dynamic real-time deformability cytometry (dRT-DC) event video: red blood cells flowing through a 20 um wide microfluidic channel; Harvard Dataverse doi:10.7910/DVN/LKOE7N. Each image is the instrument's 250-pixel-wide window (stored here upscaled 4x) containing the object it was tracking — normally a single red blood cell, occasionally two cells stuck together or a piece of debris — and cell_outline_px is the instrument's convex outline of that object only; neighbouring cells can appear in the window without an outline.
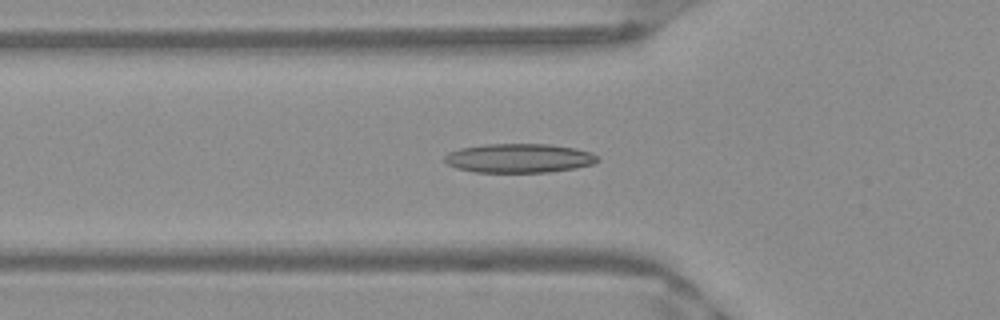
{"species": "Egyptian fruit bat (a non-hibernating species)", "species_latin": "Rousettus aegyptiacus", "temperature_condition": "warm", "stored_images_in_passage": 49, "camera_frame_rate_fps": 3000, "um_per_image_px": 0.085, "frame": {"image": 1, "passage_image": 16, "time_ms": 5.0, "image_size_px": [1000, 320], "cell_outline_px": [[600, 160], [592, 164], [576, 168], [548, 172], [476, 172], [456, 168], [448, 164], [444, 160], [444, 156], [448, 152], [460, 148], [484, 144], [548, 144], [576, 148], [592, 152], [600, 156]], "centroid_in_image_um": [44.14, 13.44], "position_along_channel_um": 81.7, "area_um2": 26.13}}
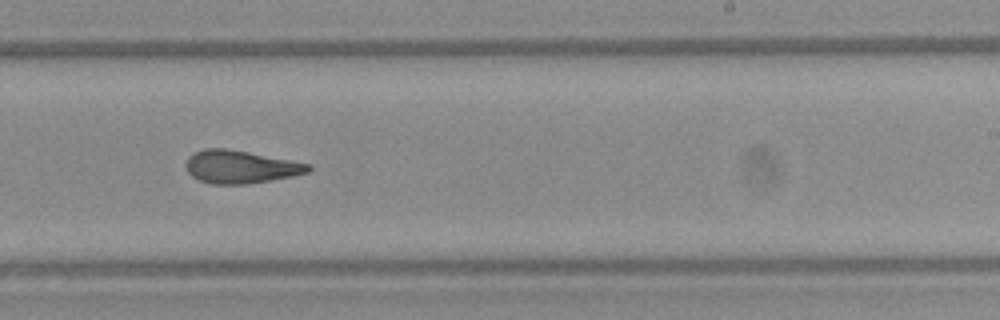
{"frame": {"image": 2, "passage_image": 30, "time_ms": 9.667, "image_size_px": [1000, 320], "cell_outline_px": [[312, 168], [308, 172], [292, 176], [248, 184], [212, 184], [200, 180], [192, 176], [188, 172], [184, 164], [188, 156], [204, 148], [224, 148], [248, 152], [312, 164]], "centroid_in_image_um": [20.43, 14.18], "position_along_channel_um": 268.6, "area_um2": 23.41}}
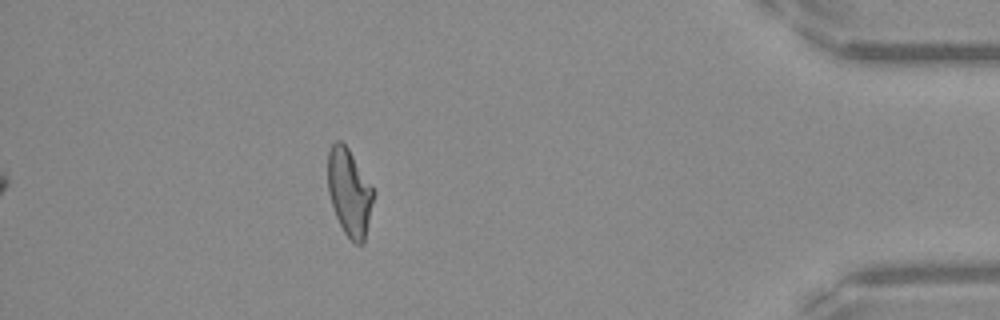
{"frame": {"image": 3, "passage_image": 44, "time_ms": 14.333, "image_size_px": [1000, 320], "cell_outline_px": [[376, 192], [364, 244], [356, 244], [344, 232], [336, 216], [328, 192], [328, 152], [332, 144], [336, 140], [340, 140], [348, 148]], "centroid_in_image_um": [29.72, 16.36], "position_along_channel_um": 405.5, "area_um2": 23.24}, "authors_computed_cell_mechanics": {"area_um2": 23.8136, "velocity_mm_per_s": 3.9833, "shape_relaxation_time_tau1_ms": null, "shape_relaxation_time_tau2_ms": 2.75, "deformation_change_tau1": null, "deformation_change_tau2": 0.1241}}